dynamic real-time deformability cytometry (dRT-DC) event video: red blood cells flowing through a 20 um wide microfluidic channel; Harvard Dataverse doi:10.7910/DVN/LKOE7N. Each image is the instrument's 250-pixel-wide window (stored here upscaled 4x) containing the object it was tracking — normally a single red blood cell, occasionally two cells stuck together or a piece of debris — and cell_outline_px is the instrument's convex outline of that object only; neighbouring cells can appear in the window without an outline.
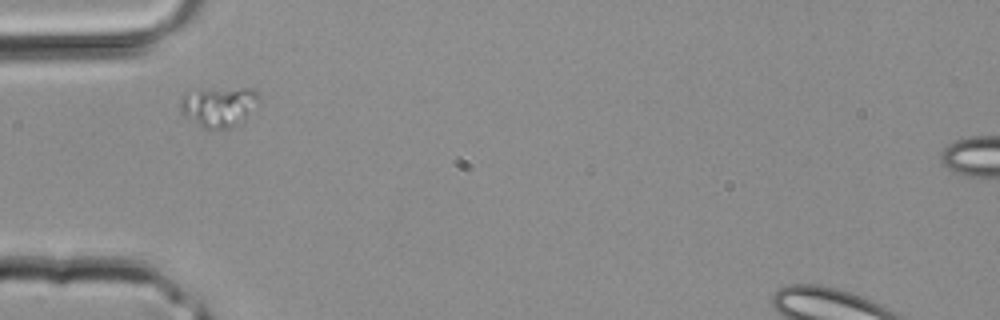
{"species": "common noctule bat (a hibernating species)", "species_latin": "Nyctalus noctula", "temperature_condition": "room temperature", "stored_images_in_passage": 1, "camera_frame_rate_fps": 3000, "um_per_image_px": 0.085, "animal": {"sex": "male", "body_mass_g": 20.4}, "frame": {"image": 1, "passage_image": 1, "time_ms": 0.0, "image_size_px": [1000, 320], "cell_outline_px": [[260, 96], [244, 120], [228, 128], [200, 128], [184, 116], [180, 112], [180, 96], [184, 92], [200, 88], [256, 88]], "centroid_in_image_um": [18.52, 9.02], "position_along_channel_um": 66.5, "area_um2": 18.73}}